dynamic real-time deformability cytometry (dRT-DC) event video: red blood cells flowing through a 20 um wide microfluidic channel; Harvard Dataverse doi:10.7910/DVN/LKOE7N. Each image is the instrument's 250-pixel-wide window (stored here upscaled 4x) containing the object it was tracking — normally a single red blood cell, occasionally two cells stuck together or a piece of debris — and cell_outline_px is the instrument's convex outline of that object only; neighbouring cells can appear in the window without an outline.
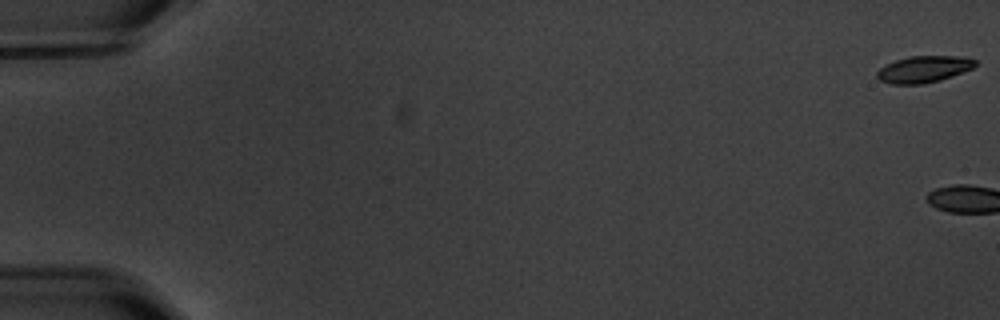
{"species": "common noctule bat (a hibernating species)", "species_latin": "Nyctalus noctula", "temperature_condition": "warm", "stored_images_in_passage": 6, "segment_of_instrument_passage": [2, 2], "camera_frame_rate_fps": 3000, "um_per_image_px": 0.085, "animal": {"sex": "male", "body_mass_g": 20.1, "forearm_length_mm": 53.5}, "frame": {"image": 1, "passage_image": 6, "time_ms": 7.0, "image_size_px": [1000, 320], "cell_outline_px": [[976, 64], [972, 68], [952, 76], [940, 80], [920, 84], [892, 84], [880, 80], [876, 76], [876, 72], [880, 68], [896, 60], [908, 56], [956, 56], [976, 60]], "centroid_in_image_um": [78.49, 5.88], "position_along_channel_um": 6.5, "area_um2": 15.03}}